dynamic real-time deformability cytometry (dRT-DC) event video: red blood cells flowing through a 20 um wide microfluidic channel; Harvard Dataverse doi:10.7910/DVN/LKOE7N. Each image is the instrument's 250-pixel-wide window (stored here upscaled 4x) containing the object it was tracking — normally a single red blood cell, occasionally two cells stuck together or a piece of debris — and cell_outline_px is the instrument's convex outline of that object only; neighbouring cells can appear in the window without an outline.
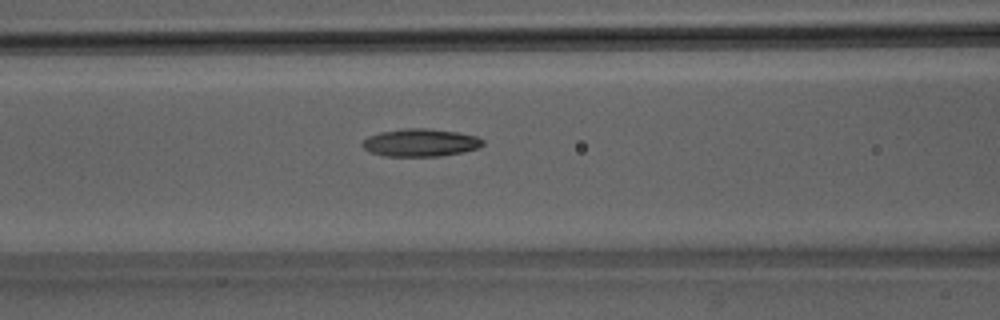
{"species": "Egyptian fruit bat (a non-hibernating species)", "species_latin": "Rousettus aegyptiacus", "temperature_condition": "room temperature", "stored_images_in_passage": 35, "camera_frame_rate_fps": 3000, "um_per_image_px": 0.085, "animal": {"sex": "male"}, "frame": {"image": 1, "passage_image": 6, "time_ms": 1.667, "image_size_px": [1000, 320], "cell_outline_px": [[484, 144], [476, 148], [464, 152], [440, 156], [384, 156], [368, 152], [360, 144], [368, 136], [380, 132], [404, 128], [428, 128], [456, 132], [476, 136], [484, 140]], "centroid_in_image_um": [35.71, 12.12], "position_along_channel_um": 130.9, "area_um2": 19.54}}
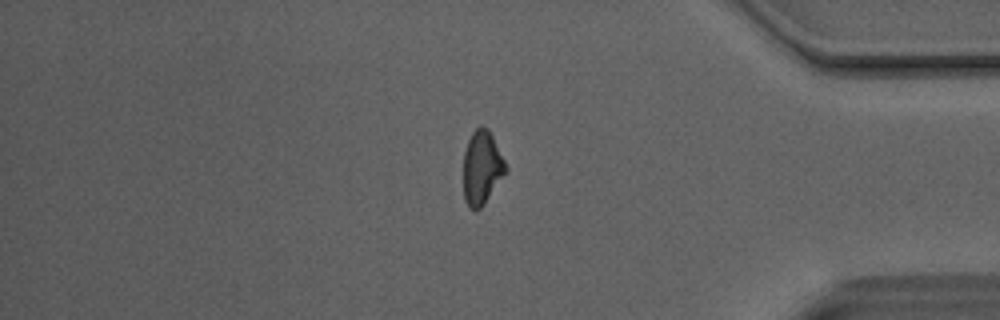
{"frame": {"image": 2, "passage_image": 27, "time_ms": 8.667, "image_size_px": [1000, 320], "cell_outline_px": [[508, 172], [484, 204], [480, 208], [468, 208], [464, 200], [464, 152], [468, 140], [472, 132], [480, 124], [488, 128], [508, 168]], "centroid_in_image_um": [40.97, 14.25], "position_along_channel_um": 394.2, "area_um2": 18.26}}
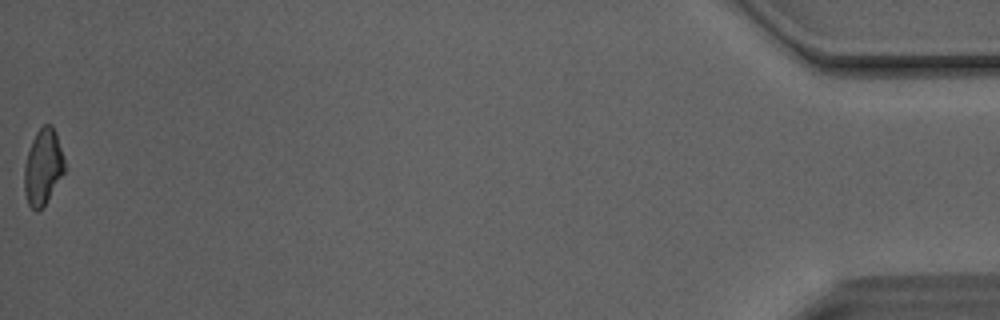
{"frame": {"image": 3, "passage_image": 35, "time_ms": 11.333, "image_size_px": [1000, 320], "cell_outline_px": [[64, 172], [44, 204], [36, 212], [28, 204], [24, 192], [24, 164], [32, 140], [36, 132], [44, 124], [52, 124], [56, 132], [64, 156]], "centroid_in_image_um": [3.64, 14.15], "position_along_channel_um": 431.6, "area_um2": 17.63}, "authors_computed_cell_mechanics": {"area_um2": 18.4382, "velocity_mm_per_s": 4.1419, "shape_relaxation_time_tau1_ms": 6.3233, "shape_relaxation_time_tau2_ms": 7.8942, "deformation_change_tau1": 0.1836, "deformation_change_tau2": 0.2025}}